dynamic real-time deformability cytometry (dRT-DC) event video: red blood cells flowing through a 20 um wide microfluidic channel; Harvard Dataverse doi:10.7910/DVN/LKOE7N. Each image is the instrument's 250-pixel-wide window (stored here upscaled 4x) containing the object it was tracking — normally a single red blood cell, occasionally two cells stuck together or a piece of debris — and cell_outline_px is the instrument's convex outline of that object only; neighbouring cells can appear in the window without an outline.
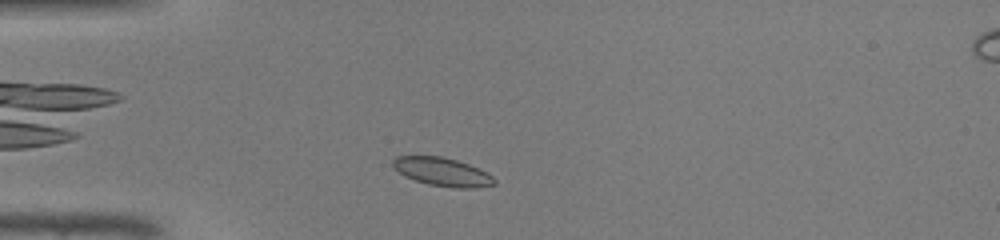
{"species": "common noctule bat (a hibernating species)", "species_latin": "Nyctalus noctula", "temperature_condition": "warm", "stored_images_in_passage": 38, "camera_frame_rate_fps": 3000, "um_per_image_px": 0.085, "animal": {"sex": "male", "body_mass_g": 19.0, "forearm_length_mm": 50.8}, "frame": {"image": 1, "passage_image": 4, "time_ms": 1.0, "image_size_px": [1000, 240], "cell_outline_px": [[496, 184], [476, 188], [456, 188], [428, 184], [404, 176], [392, 168], [392, 160], [396, 156], [440, 156], [456, 160], [468, 164], [492, 176], [496, 180]], "centroid_in_image_um": [37.56, 14.61], "position_along_channel_um": 47.4, "area_um2": 16.7}}
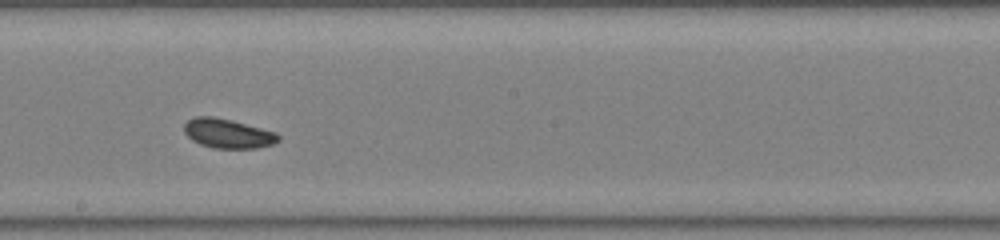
{"frame": {"image": 2, "passage_image": 18, "time_ms": 5.667, "image_size_px": [1000, 240], "cell_outline_px": [[280, 140], [272, 144], [256, 148], [212, 148], [200, 144], [192, 140], [184, 132], [184, 124], [188, 120], [196, 116], [212, 116], [232, 120], [276, 132], [280, 136]], "centroid_in_image_um": [19.36, 11.34], "position_along_channel_um": 228.8, "area_um2": 16.13}}
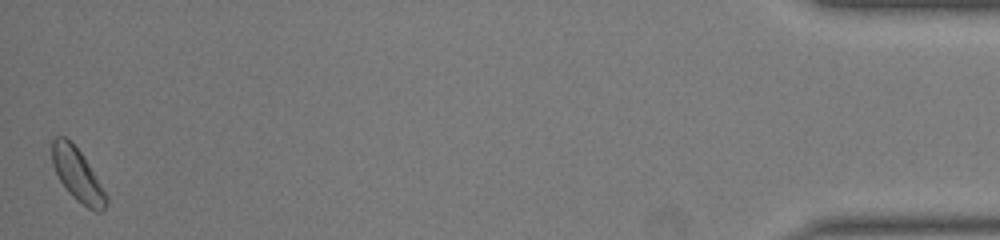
{"frame": {"image": 3, "passage_image": 38, "time_ms": 12.333, "image_size_px": [1000, 240], "cell_outline_px": [[108, 204], [100, 212], [96, 212], [88, 208], [76, 200], [68, 192], [60, 180], [52, 164], [52, 140], [56, 136], [64, 136], [80, 152], [88, 164], [108, 196]], "centroid_in_image_um": [6.59, 14.9], "position_along_channel_um": 428.6, "area_um2": 16.36}, "authors_computed_cell_mechanics": {"area_um2": 16.1262, "velocity_mm_per_s": 4.2958, "shape_relaxation_time_tau1_ms": 1.2943, "shape_relaxation_time_tau2_ms": 6.6194, "deformation_change_tau1": 0.064, "deformation_change_tau2": 0.0923}}